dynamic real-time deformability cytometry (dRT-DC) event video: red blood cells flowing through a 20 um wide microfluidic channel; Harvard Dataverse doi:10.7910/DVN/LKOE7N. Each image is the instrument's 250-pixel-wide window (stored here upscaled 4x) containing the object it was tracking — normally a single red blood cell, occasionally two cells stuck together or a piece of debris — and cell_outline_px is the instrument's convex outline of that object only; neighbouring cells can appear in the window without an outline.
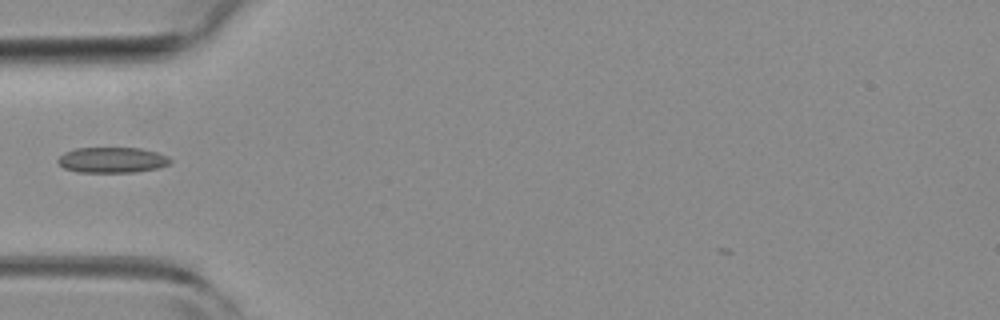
{"species": "common noctule bat (a hibernating species)", "species_latin": "Nyctalus noctula", "temperature_condition": "room temperature", "stored_images_in_passage": 34, "camera_frame_rate_fps": 3000, "um_per_image_px": 0.085, "animal": {"sex": "female", "body_mass_g": 19.3, "forearm_length_mm": 54.1}, "frame": {"image": 1, "passage_image": 1, "time_ms": 0.0, "image_size_px": [1000, 320], "cell_outline_px": [[172, 160], [168, 164], [156, 168], [136, 172], [76, 172], [64, 168], [56, 160], [64, 152], [76, 148], [140, 148], [156, 152], [168, 156]], "centroid_in_image_um": [9.51, 13.6], "position_along_channel_um": 75.5, "area_um2": 16.7}}
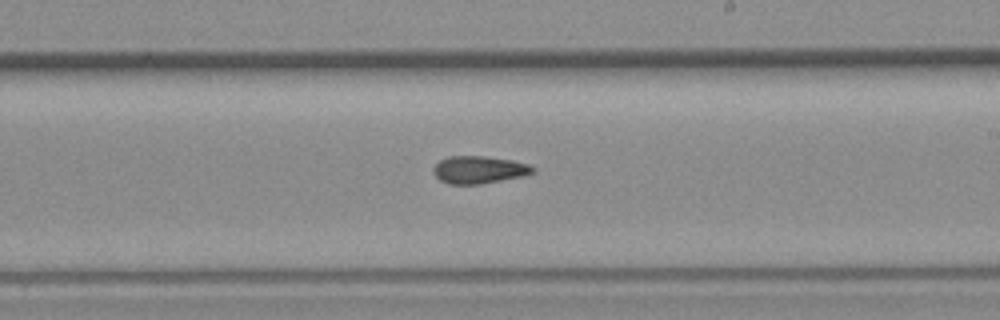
{"frame": {"image": 2, "passage_image": 14, "time_ms": 4.333, "image_size_px": [1000, 320], "cell_outline_px": [[536, 172], [524, 176], [480, 184], [448, 184], [440, 180], [432, 172], [432, 168], [440, 160], [448, 156], [484, 156], [512, 160], [528, 164], [536, 168]], "centroid_in_image_um": [40.72, 14.43], "position_along_channel_um": 248.3, "area_um2": 16.07}}
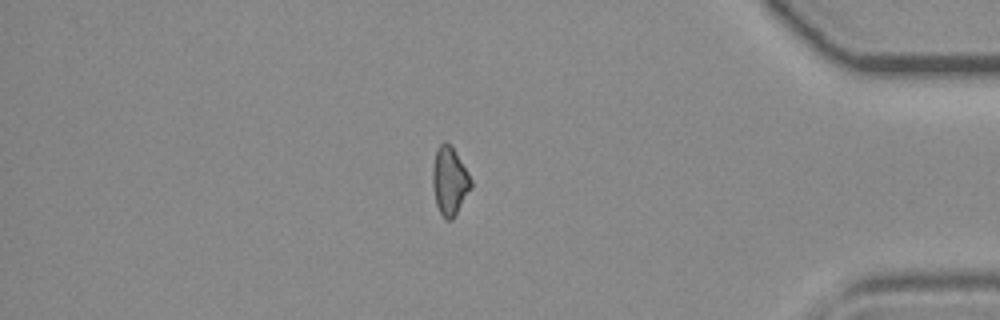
{"frame": {"image": 3, "passage_image": 28, "time_ms": 9.0, "image_size_px": [1000, 320], "cell_outline_px": [[472, 188], [452, 220], [444, 220], [436, 204], [432, 184], [432, 168], [436, 152], [440, 144], [444, 140], [452, 144], [468, 172], [472, 180]], "centroid_in_image_um": [38.22, 15.37], "position_along_channel_um": 397.0, "area_um2": 15.49}}